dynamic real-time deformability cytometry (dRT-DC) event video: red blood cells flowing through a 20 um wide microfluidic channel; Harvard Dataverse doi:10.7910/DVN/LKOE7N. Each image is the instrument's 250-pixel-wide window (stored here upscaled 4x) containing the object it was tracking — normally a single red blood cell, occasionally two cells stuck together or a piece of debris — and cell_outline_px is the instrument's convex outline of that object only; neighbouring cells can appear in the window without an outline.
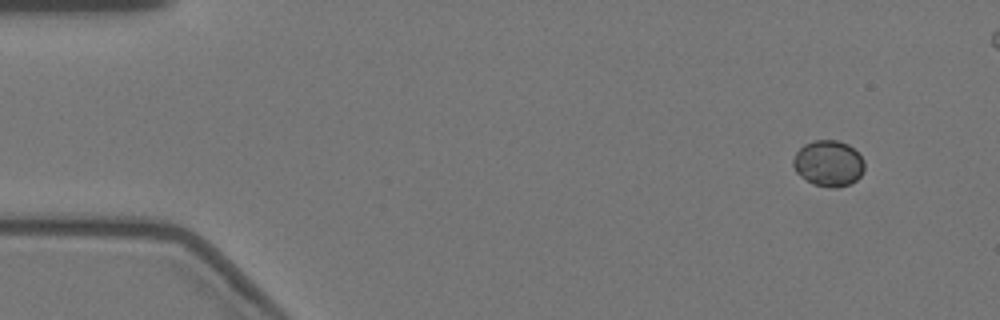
{"species": "Egyptian fruit bat (a non-hibernating species)", "species_latin": "Rousettus aegyptiacus", "temperature_condition": "warm", "stored_images_in_passage": 5, "camera_frame_rate_fps": 3000, "um_per_image_px": 0.085, "animal": {"sex": "female"}, "frame": {"image": 1, "passage_image": 1, "time_ms": 0.0, "image_size_px": [1000, 320], "cell_outline_px": [[864, 168], [860, 176], [856, 180], [848, 184], [836, 188], [828, 188], [812, 184], [800, 176], [796, 172], [792, 164], [792, 160], [796, 152], [804, 144], [812, 140], [836, 140], [848, 144], [864, 160]], "centroid_in_image_um": [70.39, 13.89], "position_along_channel_um": 14.6, "area_um2": 19.19}}